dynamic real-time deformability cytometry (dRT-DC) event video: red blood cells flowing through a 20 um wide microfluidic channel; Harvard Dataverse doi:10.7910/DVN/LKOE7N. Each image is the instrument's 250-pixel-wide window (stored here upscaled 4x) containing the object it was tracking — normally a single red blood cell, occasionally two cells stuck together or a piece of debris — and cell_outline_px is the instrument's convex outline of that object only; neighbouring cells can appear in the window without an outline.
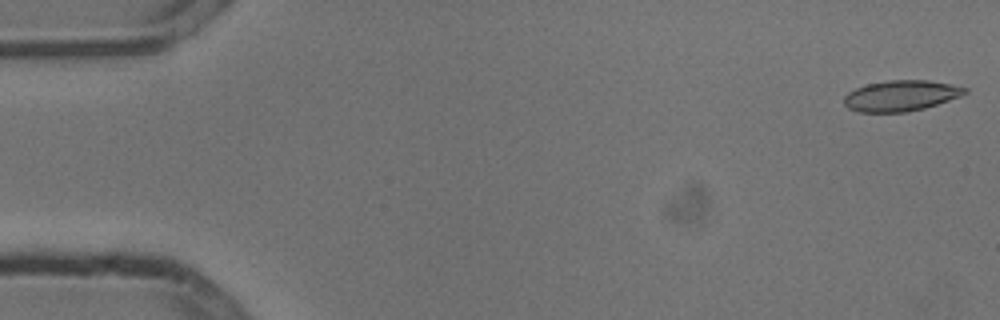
{"species": "common noctule bat (a hibernating species)", "species_latin": "Nyctalus noctula", "temperature_condition": "cold", "stored_images_in_passage": 53, "camera_frame_rate_fps": 3000, "um_per_image_px": 0.085, "animal": {"sex": "male", "body_mass_g": 13.3}, "frame": {"image": 1, "passage_image": 1, "time_ms": 0.0, "image_size_px": [1000, 320], "cell_outline_px": [[968, 92], [960, 96], [924, 108], [908, 112], [860, 112], [848, 108], [844, 104], [844, 96], [848, 92], [856, 88], [868, 84], [888, 80], [928, 80], [968, 88]], "centroid_in_image_um": [76.56, 8.14], "position_along_channel_um": 8.4, "area_um2": 21.5}}
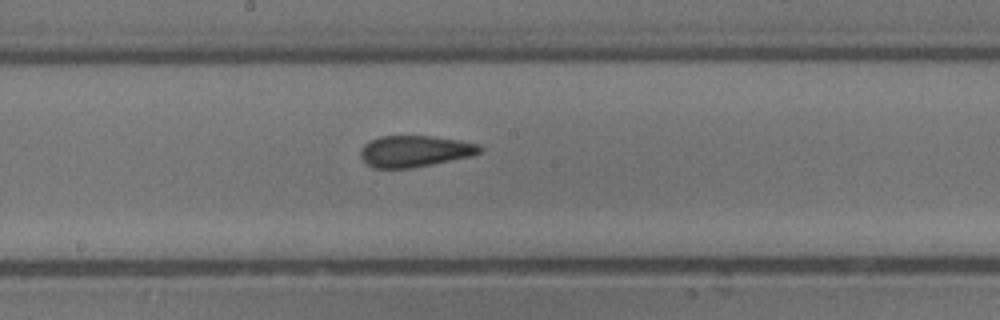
{"frame": {"image": 2, "passage_image": 28, "time_ms": 9.0, "image_size_px": [1000, 320], "cell_outline_px": [[484, 148], [480, 152], [472, 156], [412, 168], [376, 168], [368, 164], [360, 156], [360, 148], [364, 144], [380, 136], [432, 136], [460, 140], [480, 144]], "centroid_in_image_um": [35.29, 12.84], "position_along_channel_um": 212.9, "area_um2": 21.85}}
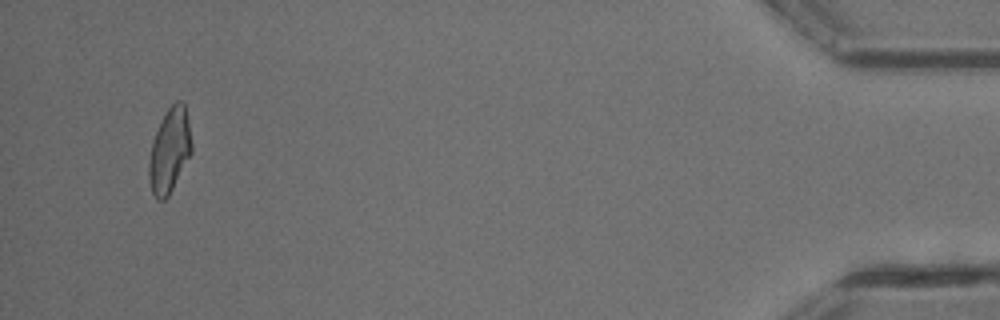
{"frame": {"image": 3, "passage_image": 51, "time_ms": 16.667, "image_size_px": [1000, 320], "cell_outline_px": [[192, 152], [168, 196], [164, 200], [156, 200], [152, 192], [148, 176], [148, 164], [152, 140], [168, 108], [176, 100], [180, 100], [184, 104], [188, 120], [192, 144]], "centroid_in_image_um": [14.4, 12.81], "position_along_channel_um": 420.8, "area_um2": 20.81}, "authors_computed_cell_mechanics": {"area_um2": 21.8484, "velocity_mm_per_s": 3.803, "shape_relaxation_time_tau1_ms": 8.2636, "shape_relaxation_time_tau2_ms": 2.1989, "deformation_change_tau1": 0.1824, "deformation_change_tau2": 0.0992}}